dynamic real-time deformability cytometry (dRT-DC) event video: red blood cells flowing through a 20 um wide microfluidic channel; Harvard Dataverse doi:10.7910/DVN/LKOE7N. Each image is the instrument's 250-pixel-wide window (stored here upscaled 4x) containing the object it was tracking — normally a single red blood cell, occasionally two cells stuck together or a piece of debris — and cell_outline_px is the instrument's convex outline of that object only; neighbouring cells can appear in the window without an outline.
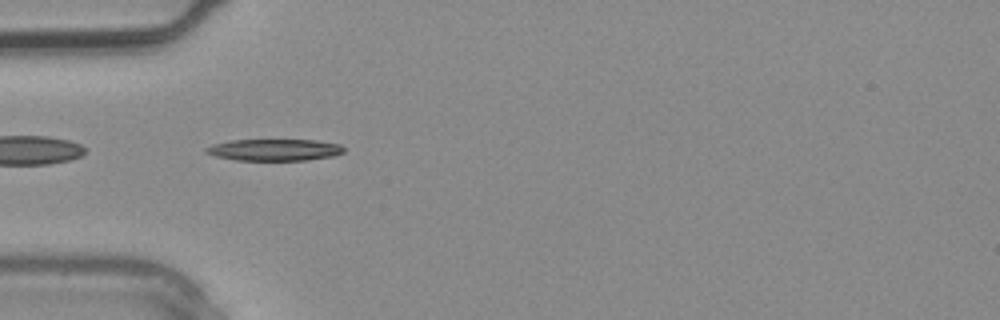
{"species": "common noctule bat (a hibernating species)", "species_latin": "Nyctalus noctula", "temperature_condition": "warm", "stored_images_in_passage": 2, "segment_of_instrument_passage": [2, 2], "camera_frame_rate_fps": 3000, "um_per_image_px": 0.085, "animal": {"sex": "male", "body_mass_g": 20.4}, "frame": {"image": 1, "passage_image": 2, "time_ms": 0.333, "image_size_px": [1000, 320], "cell_outline_px": [[344, 152], [332, 156], [308, 160], [236, 160], [216, 156], [204, 152], [204, 148], [212, 144], [228, 140], [316, 140], [340, 144], [344, 148]], "centroid_in_image_um": [23.3, 12.73], "position_along_channel_um": 61.7, "area_um2": 17.46}}